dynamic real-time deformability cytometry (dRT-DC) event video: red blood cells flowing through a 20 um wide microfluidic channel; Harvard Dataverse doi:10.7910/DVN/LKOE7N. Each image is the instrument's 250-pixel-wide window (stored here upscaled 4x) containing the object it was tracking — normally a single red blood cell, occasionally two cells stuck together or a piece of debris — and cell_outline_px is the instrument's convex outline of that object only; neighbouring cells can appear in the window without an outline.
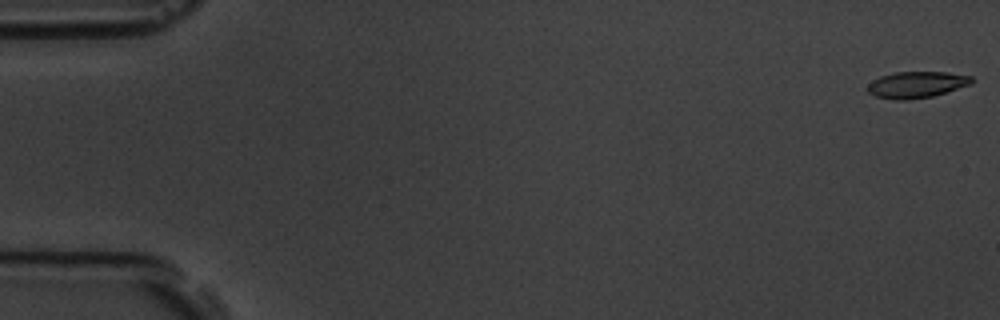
{"species": "common noctule bat (a hibernating species)", "species_latin": "Nyctalus noctula", "temperature_condition": "room temperature", "stored_images_in_passage": 5, "camera_frame_rate_fps": 3000, "um_per_image_px": 0.085, "animal": {"sex": "male", "body_mass_g": 19.5, "forearm_length_mm": 54.6}, "frame": {"image": 1, "passage_image": 1, "time_ms": 0.0, "image_size_px": [1000, 320], "cell_outline_px": [[972, 84], [932, 96], [904, 100], [896, 100], [876, 96], [868, 92], [868, 84], [872, 80], [880, 76], [896, 72], [948, 72], [972, 76]], "centroid_in_image_um": [77.91, 7.19], "position_along_channel_um": 7.1, "area_um2": 15.9}}
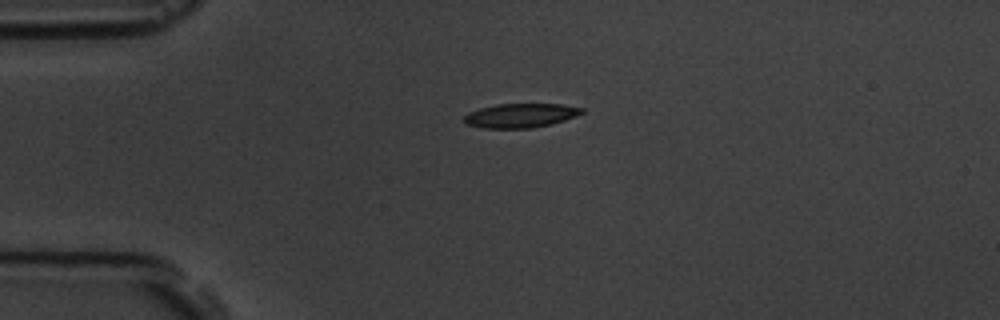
{"frame": {"image": 2, "passage_image": 4, "time_ms": 4.333, "image_size_px": [1000, 320], "cell_outline_px": [[584, 112], [576, 116], [564, 120], [532, 128], [484, 128], [468, 124], [464, 120], [464, 116], [468, 112], [480, 108], [496, 104], [560, 104], [584, 108]], "centroid_in_image_um": [44.25, 9.81], "position_along_channel_um": 40.8, "area_um2": 16.42}}